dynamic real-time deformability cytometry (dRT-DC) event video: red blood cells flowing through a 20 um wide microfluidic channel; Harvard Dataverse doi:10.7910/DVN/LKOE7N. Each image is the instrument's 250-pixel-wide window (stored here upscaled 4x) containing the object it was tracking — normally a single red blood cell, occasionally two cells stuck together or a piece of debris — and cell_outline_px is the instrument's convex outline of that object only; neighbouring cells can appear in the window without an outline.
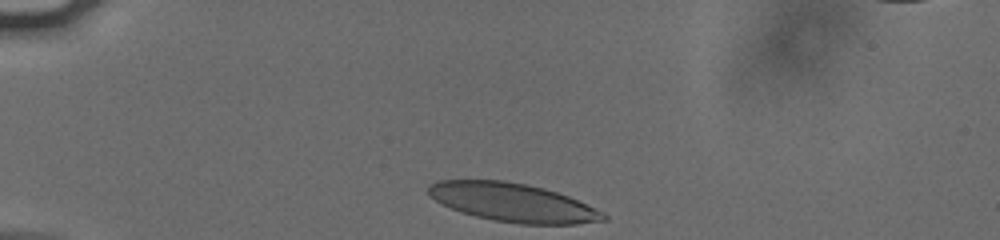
{"species": "human", "species_latin": "Homo sapiens", "temperature_condition": "cold", "stored_images_in_passage": 33, "camera_frame_rate_fps": 3000, "um_per_image_px": 0.085, "donor": {"sex": "male"}, "frame": {"image": 1, "passage_image": 1, "time_ms": 0.0, "image_size_px": [1000, 240], "cell_outline_px": [[608, 220], [576, 224], [520, 224], [492, 220], [460, 212], [428, 196], [428, 184], [436, 180], [504, 180], [544, 188], [568, 196], [604, 212], [608, 216]], "centroid_in_image_um": [43.59, 17.21], "position_along_channel_um": 41.4, "area_um2": 39.3}}
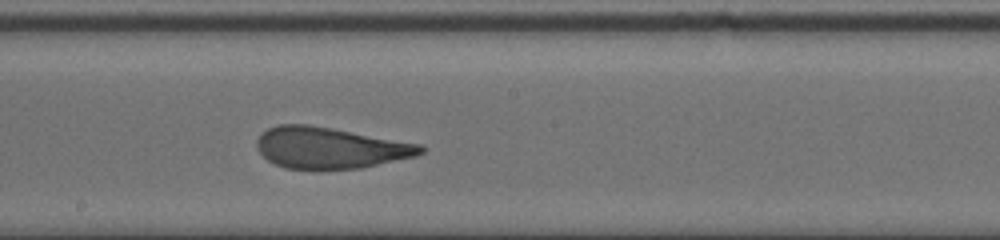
{"frame": {"image": 2, "passage_image": 19, "time_ms": 6.0, "image_size_px": [1000, 240], "cell_outline_px": [[424, 152], [416, 156], [360, 168], [320, 172], [284, 168], [268, 160], [256, 148], [256, 140], [268, 128], [280, 124], [308, 124], [420, 144], [424, 148]], "centroid_in_image_um": [28.01, 12.61], "position_along_channel_um": 220.2, "area_um2": 39.82}}
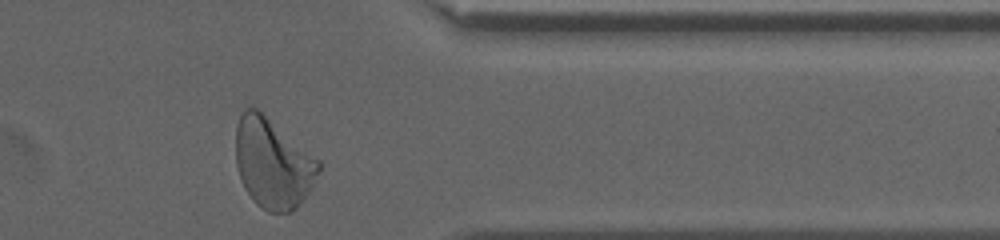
{"frame": {"image": 3, "passage_image": 33, "time_ms": 10.667, "image_size_px": [1000, 240], "cell_outline_px": [[324, 164], [312, 188], [300, 204], [292, 212], [268, 212], [256, 204], [244, 188], [240, 180], [236, 164], [236, 128], [240, 116], [244, 108], [256, 108], [320, 160]], "centroid_in_image_um": [23.21, 13.91], "position_along_channel_um": 388.2, "area_um2": 43.58}, "authors_computed_cell_mechanics": {"area_um2": 39.882, "velocity_mm_per_s": 3.7769, "shape_relaxation_time_tau1_ms": 5.7265, "shape_relaxation_time_tau2_ms": 0.8148, "deformation_change_tau1": 0.1992, "deformation_change_tau2": 0.0843}}